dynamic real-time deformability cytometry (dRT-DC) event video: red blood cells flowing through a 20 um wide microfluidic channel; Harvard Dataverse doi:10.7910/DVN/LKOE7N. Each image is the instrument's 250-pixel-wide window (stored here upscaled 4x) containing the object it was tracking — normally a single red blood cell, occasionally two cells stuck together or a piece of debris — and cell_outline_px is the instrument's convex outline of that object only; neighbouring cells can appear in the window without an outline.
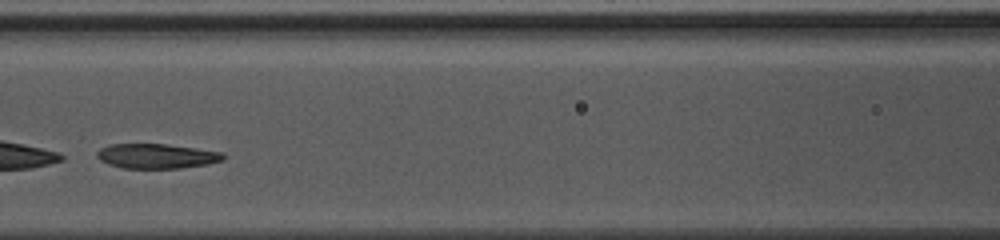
{"species": "common noctule bat (a hibernating species)", "species_latin": "Nyctalus noctula", "temperature_condition": "warm", "stored_images_in_passage": 25, "camera_frame_rate_fps": 3000, "um_per_image_px": 0.085, "animal": {"sex": "female", "body_mass_g": 10.0, "forearm_length_mm": 53.1}, "frame": {"image": 1, "passage_image": 8, "time_ms": 2.333, "image_size_px": [1000, 240], "cell_outline_px": [[228, 156], [224, 160], [208, 164], [180, 168], [124, 168], [108, 164], [100, 160], [96, 156], [96, 152], [100, 148], [112, 144], [168, 144], [224, 152]], "centroid_in_image_um": [13.36, 13.26], "position_along_channel_um": 153.2, "area_um2": 18.38}}
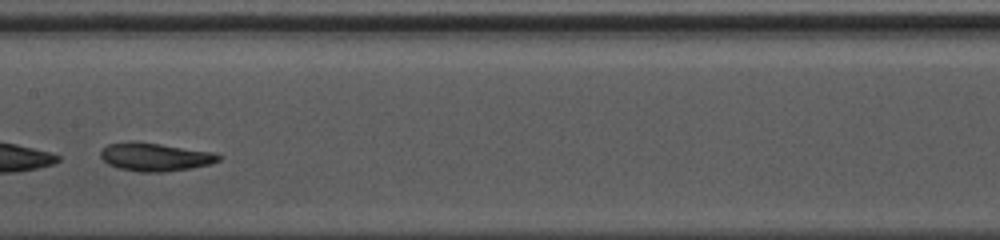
{"frame": {"image": 2, "passage_image": 11, "time_ms": 3.333, "image_size_px": [1000, 240], "cell_outline_px": [[220, 160], [212, 164], [192, 168], [164, 172], [140, 172], [120, 168], [108, 164], [100, 156], [100, 152], [108, 144], [132, 140], [136, 140], [212, 152], [220, 156]], "centroid_in_image_um": [13.17, 13.33], "position_along_channel_um": 194.2, "area_um2": 19.48}, "authors_computed_cell_mechanics": {"area_um2": 18.9584, "velocity_mm_per_s": 4.0913, "shape_relaxation_time_tau1_ms": 2.0639, "shape_relaxation_time_tau2_ms": 9.5705, "deformation_change_tau1": 0.2309, "deformation_change_tau2": 0.1901}}